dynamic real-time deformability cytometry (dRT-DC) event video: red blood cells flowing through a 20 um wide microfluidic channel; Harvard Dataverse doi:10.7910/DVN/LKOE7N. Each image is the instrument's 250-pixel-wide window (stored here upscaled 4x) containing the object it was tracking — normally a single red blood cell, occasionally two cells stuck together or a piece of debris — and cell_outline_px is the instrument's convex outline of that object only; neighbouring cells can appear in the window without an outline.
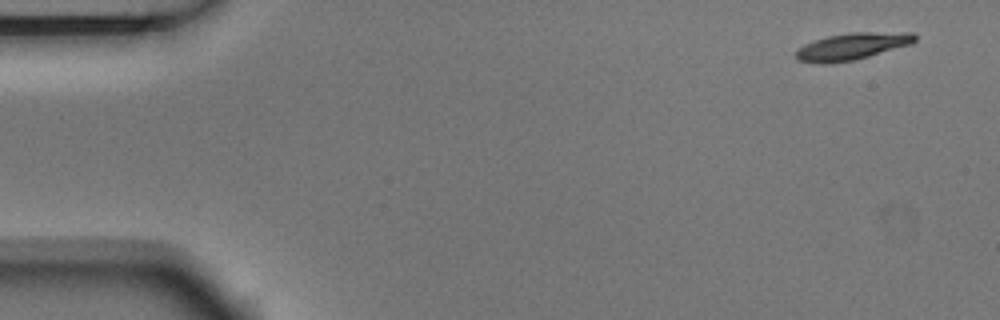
{"species": "Egyptian fruit bat (a non-hibernating species)", "species_latin": "Rousettus aegyptiacus", "temperature_condition": "room temperature", "stored_images_in_passage": 4, "camera_frame_rate_fps": 3000, "um_per_image_px": 0.085, "animal": {"sex": "male"}, "frame": {"image": 1, "passage_image": 1, "time_ms": 0.0, "image_size_px": [1000, 320], "cell_outline_px": [[916, 40], [912, 44], [868, 56], [852, 60], [824, 64], [796, 60], [796, 52], [804, 44], [828, 36], [852, 32], [912, 32], [916, 36]], "centroid_in_image_um": [72.46, 3.93], "position_along_channel_um": 12.5, "area_um2": 18.44}}
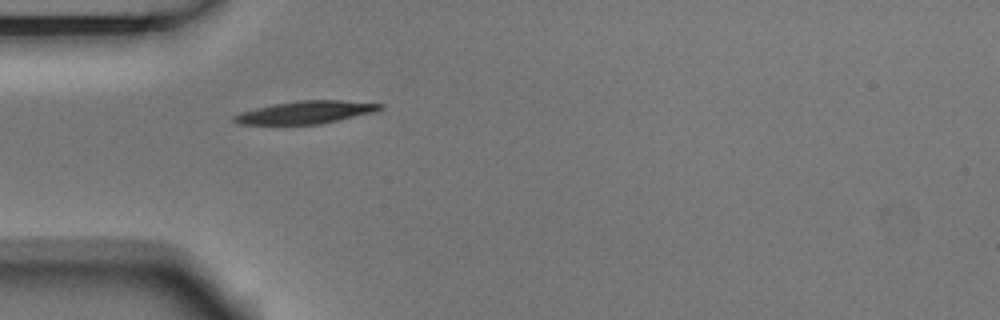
{"frame": {"image": 2, "passage_image": 4, "time_ms": 1.0, "image_size_px": [1000, 320], "cell_outline_px": [[384, 108], [372, 112], [320, 124], [240, 124], [232, 120], [232, 116], [240, 112], [256, 108], [276, 104], [300, 100], [340, 100], [384, 104]], "centroid_in_image_um": [25.97, 9.54], "position_along_channel_um": 59.0, "area_um2": 18.96}}